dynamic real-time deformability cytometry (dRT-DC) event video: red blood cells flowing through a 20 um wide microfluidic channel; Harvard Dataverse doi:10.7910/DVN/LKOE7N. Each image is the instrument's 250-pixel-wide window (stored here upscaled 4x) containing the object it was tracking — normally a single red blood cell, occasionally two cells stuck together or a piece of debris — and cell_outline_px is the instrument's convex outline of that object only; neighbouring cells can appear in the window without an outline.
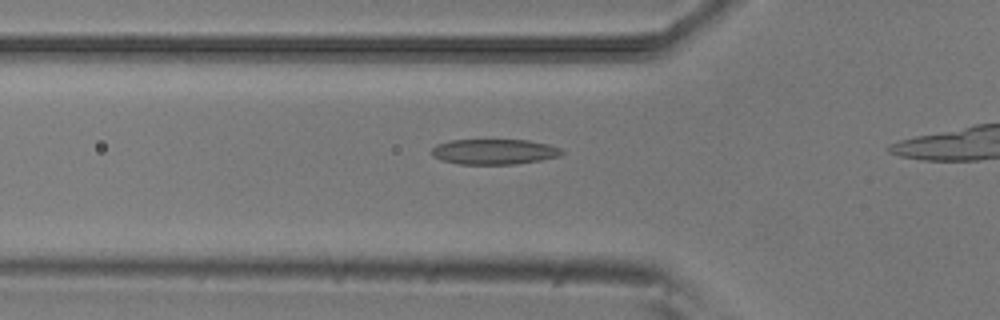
{"species": "common noctule bat (a hibernating species)", "species_latin": "Nyctalus noctula", "temperature_condition": "room temperature", "stored_images_in_passage": 13, "camera_frame_rate_fps": 3000, "um_per_image_px": 0.085, "animal": {"sex": "male", "body_mass_g": 20.5, "forearm_length_mm": 52.5}, "frame": {"image": 1, "passage_image": 8, "time_ms": 2.333, "image_size_px": [1000, 320], "cell_outline_px": [[564, 152], [560, 156], [540, 160], [516, 164], [460, 164], [440, 160], [432, 156], [432, 148], [436, 144], [448, 140], [528, 140], [548, 144], [560, 148]], "centroid_in_image_um": [41.98, 12.89], "position_along_channel_um": 83.8, "area_um2": 19.31}}
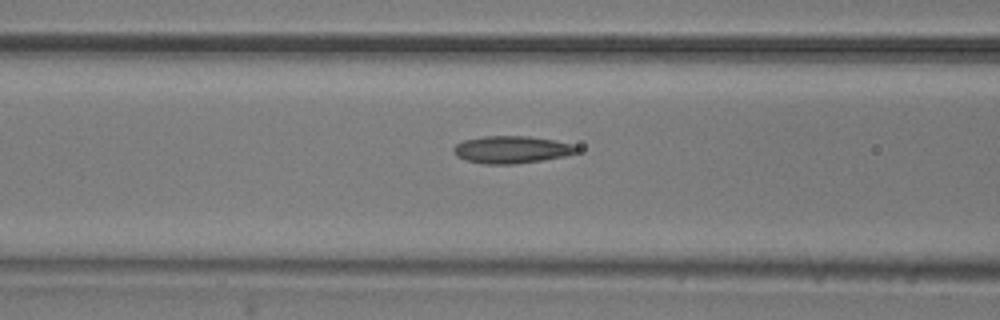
{"frame": {"image": 2, "passage_image": 11, "time_ms": 3.333, "image_size_px": [1000, 320], "cell_outline_px": [[580, 148], [576, 152], [568, 156], [544, 160], [516, 164], [484, 164], [468, 160], [456, 156], [452, 152], [452, 148], [456, 144], [464, 140], [484, 136], [528, 136], [552, 140], [572, 144]], "centroid_in_image_um": [43.49, 12.72], "position_along_channel_um": 123.1, "area_um2": 19.71}}